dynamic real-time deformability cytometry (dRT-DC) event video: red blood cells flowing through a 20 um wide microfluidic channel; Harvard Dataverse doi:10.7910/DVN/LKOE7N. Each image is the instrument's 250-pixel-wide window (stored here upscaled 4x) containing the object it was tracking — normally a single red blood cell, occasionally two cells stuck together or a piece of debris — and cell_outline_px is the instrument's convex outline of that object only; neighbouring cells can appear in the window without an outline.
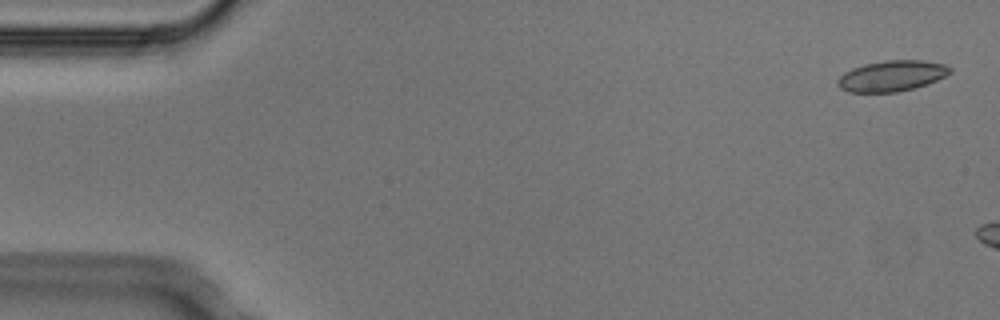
{"species": "Egyptian fruit bat (a non-hibernating species)", "species_latin": "Rousettus aegyptiacus", "temperature_condition": "cold", "stored_images_in_passage": 4, "segment_of_instrument_passage": [2, 2], "camera_frame_rate_fps": 3000, "um_per_image_px": 0.085, "animal": {"sex": "male"}, "frame": {"image": 1, "passage_image": 4, "time_ms": 1.0, "image_size_px": [1000, 320], "cell_outline_px": [[952, 72], [936, 80], [912, 88], [896, 92], [848, 92], [840, 88], [836, 84], [836, 80], [844, 72], [852, 68], [864, 64], [888, 60], [920, 60], [944, 64], [952, 68]], "centroid_in_image_um": [75.76, 6.45], "position_along_channel_um": 9.2, "area_um2": 20.0}}